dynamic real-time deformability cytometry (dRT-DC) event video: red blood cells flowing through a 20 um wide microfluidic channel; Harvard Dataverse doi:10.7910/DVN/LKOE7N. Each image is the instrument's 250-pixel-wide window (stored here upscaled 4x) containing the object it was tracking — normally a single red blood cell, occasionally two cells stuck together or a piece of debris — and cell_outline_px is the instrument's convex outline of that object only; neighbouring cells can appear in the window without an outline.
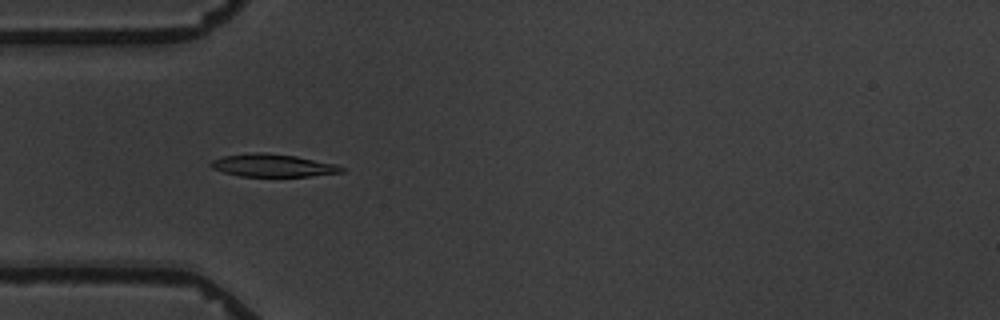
{"species": "common noctule bat (a hibernating species)", "species_latin": "Nyctalus noctula", "temperature_condition": "warm", "stored_images_in_passage": 7, "camera_frame_rate_fps": 3000, "um_per_image_px": 0.085, "animal": {"sex": "male", "body_mass_g": 19.5, "forearm_length_mm": 54.6}, "frame": {"image": 1, "passage_image": 3, "time_ms": 4.333, "image_size_px": [1000, 320], "cell_outline_px": [[344, 172], [308, 176], [240, 176], [224, 172], [212, 168], [208, 164], [212, 160], [224, 156], [256, 152], [260, 152], [296, 156], [336, 164], [344, 168]], "centroid_in_image_um": [23.18, 14.06], "position_along_channel_um": 61.8, "area_um2": 17.11}}
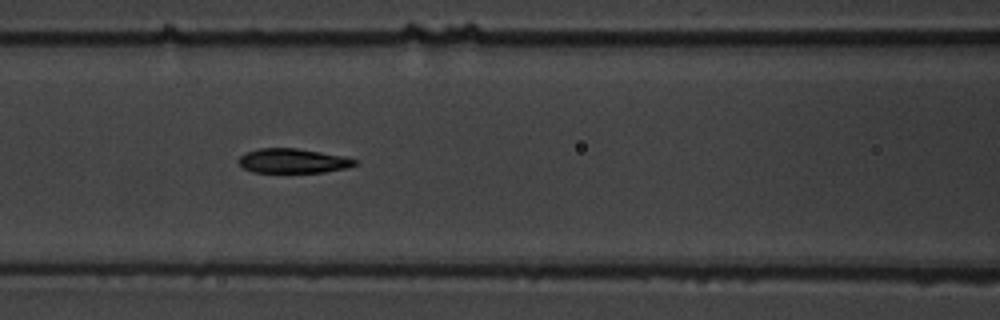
{"frame": {"image": 2, "passage_image": 5, "time_ms": 6.667, "image_size_px": [1000, 320], "cell_outline_px": [[356, 164], [348, 168], [324, 172], [252, 172], [244, 168], [236, 160], [244, 152], [260, 148], [296, 148], [344, 156], [356, 160]], "centroid_in_image_um": [24.87, 13.67], "position_along_channel_um": 141.7, "area_um2": 16.59}}
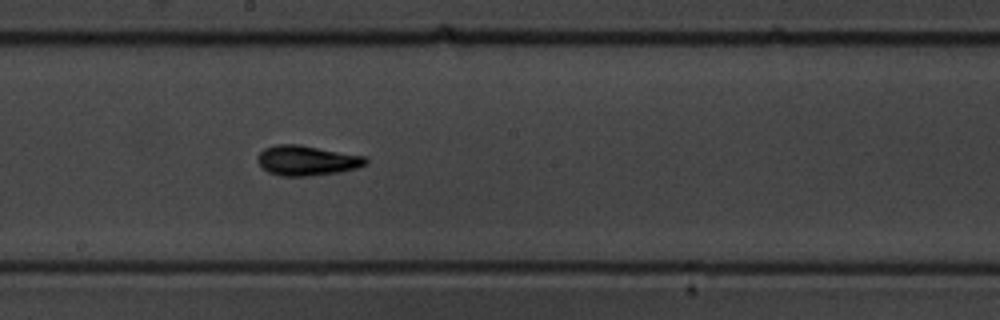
{"frame": {"image": 3, "passage_image": 7, "time_ms": 9.0, "image_size_px": [1000, 320], "cell_outline_px": [[368, 164], [356, 168], [340, 172], [308, 176], [280, 176], [268, 172], [260, 164], [256, 156], [264, 148], [276, 144], [300, 144], [368, 156]], "centroid_in_image_um": [26.13, 13.63], "position_along_channel_um": 222.1, "area_um2": 19.19}}